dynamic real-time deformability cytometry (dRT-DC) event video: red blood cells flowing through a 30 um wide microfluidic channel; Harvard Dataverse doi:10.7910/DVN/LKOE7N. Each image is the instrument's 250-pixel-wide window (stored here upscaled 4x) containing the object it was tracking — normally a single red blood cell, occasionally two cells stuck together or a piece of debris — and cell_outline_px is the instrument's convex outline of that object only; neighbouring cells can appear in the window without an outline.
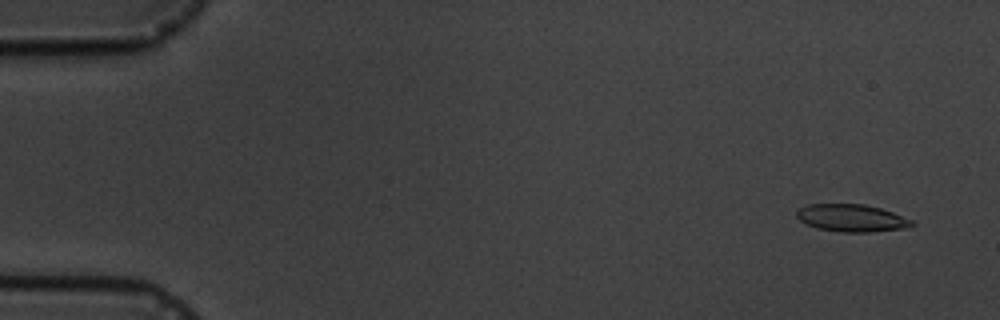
{"species": "common noctule bat (a hibernating species)", "species_latin": "Nyctalus noctula", "temperature_condition": "cold", "stored_images_in_passage": 4, "camera_frame_rate_fps": 3000, "um_per_image_px": 0.085, "animal": {"sex": "male", "body_mass_g": 19.5, "forearm_length_mm": 54.6}, "frame": {"image": 1, "passage_image": 1, "time_ms": 0.0, "image_size_px": [1000, 320], "cell_outline_px": [[916, 224], [912, 228], [868, 232], [840, 232], [816, 228], [800, 220], [796, 216], [796, 212], [800, 208], [808, 204], [864, 204], [880, 208], [892, 212], [912, 220]], "centroid_in_image_um": [72.43, 18.54], "position_along_channel_um": 12.6, "area_um2": 18.5}}
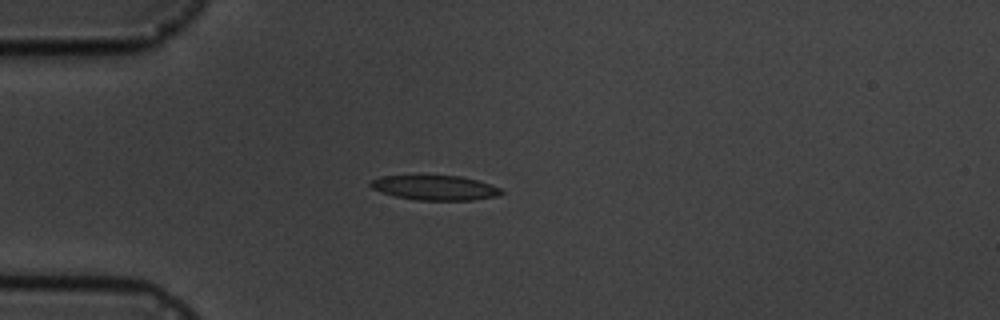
{"frame": {"image": 2, "passage_image": 4, "time_ms": 4.0, "image_size_px": [1000, 320], "cell_outline_px": [[504, 192], [496, 196], [472, 200], [416, 200], [396, 196], [380, 192], [372, 188], [368, 184], [372, 180], [380, 176], [460, 176], [476, 180], [500, 188]], "centroid_in_image_um": [36.94, 15.96], "position_along_channel_um": 48.1, "area_um2": 18.61}}